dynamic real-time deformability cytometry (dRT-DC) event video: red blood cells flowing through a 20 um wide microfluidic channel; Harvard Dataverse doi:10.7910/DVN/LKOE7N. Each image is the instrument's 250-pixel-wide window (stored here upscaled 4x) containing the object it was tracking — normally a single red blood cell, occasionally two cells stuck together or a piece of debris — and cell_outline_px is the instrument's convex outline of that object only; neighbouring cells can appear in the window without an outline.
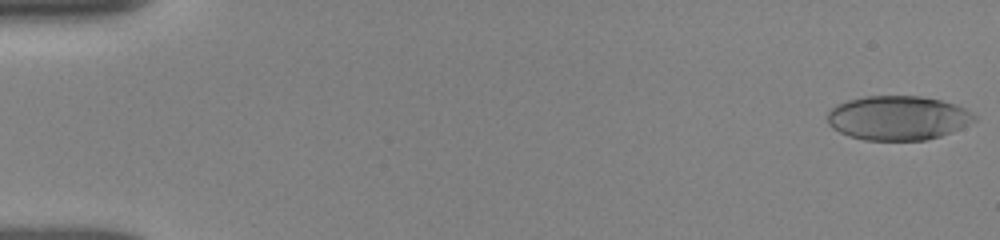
{"species": "human", "species_latin": "Homo sapiens", "temperature_condition": "room temperature", "stored_images_in_passage": 11, "camera_frame_rate_fps": 3000, "um_per_image_px": 0.085, "donor": {"sex": "female"}, "frame": {"image": 1, "passage_image": 1, "time_ms": 0.0, "image_size_px": [1000, 240], "cell_outline_px": [[976, 120], [952, 132], [940, 136], [924, 140], [864, 140], [848, 136], [832, 128], [828, 124], [828, 112], [836, 104], [848, 100], [864, 96], [920, 96], [940, 100], [956, 104], [972, 112], [976, 116]], "centroid_in_image_um": [76.31, 10.02], "position_along_channel_um": 8.7, "area_um2": 37.97}}